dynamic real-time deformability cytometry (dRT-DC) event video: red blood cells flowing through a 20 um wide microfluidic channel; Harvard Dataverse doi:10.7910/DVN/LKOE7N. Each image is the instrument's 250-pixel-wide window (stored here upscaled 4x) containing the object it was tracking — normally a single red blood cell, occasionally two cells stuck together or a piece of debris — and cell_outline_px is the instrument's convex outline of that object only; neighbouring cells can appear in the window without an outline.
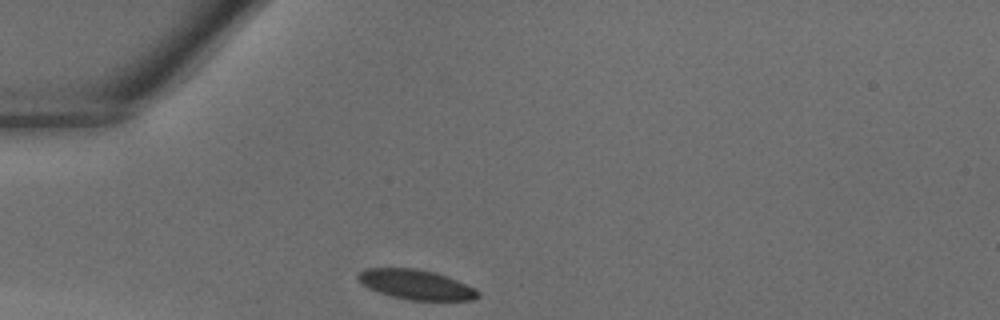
{"species": "common noctule bat (a hibernating species)", "species_latin": "Nyctalus noctula", "temperature_condition": "warm", "stored_images_in_passage": 24, "camera_frame_rate_fps": 3000, "um_per_image_px": 0.085, "animal": {"sex": "male", "body_mass_g": 18.8}, "frame": {"image": 1, "passage_image": 1, "time_ms": 0.0, "image_size_px": [1000, 320], "cell_outline_px": [[480, 296], [472, 300], [408, 300], [392, 296], [368, 288], [356, 276], [360, 272], [368, 268], [412, 268], [432, 272], [456, 280], [476, 288], [480, 292]], "centroid_in_image_um": [35.39, 24.2], "position_along_channel_um": 49.6, "area_um2": 20.46}}
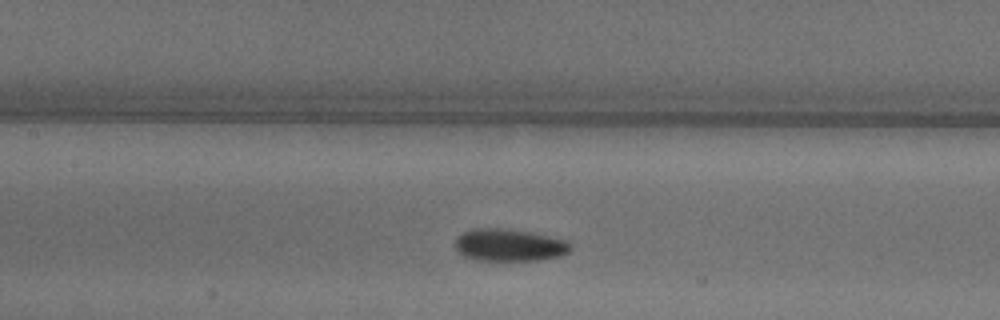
{"frame": {"image": 2, "passage_image": 9, "time_ms": 2.667, "image_size_px": [1000, 320], "cell_outline_px": [[572, 248], [568, 252], [560, 256], [540, 260], [476, 260], [464, 256], [456, 252], [456, 240], [464, 232], [472, 228], [504, 228], [528, 232], [564, 240], [572, 244]], "centroid_in_image_um": [43.27, 20.84], "position_along_channel_um": 164.1, "area_um2": 21.56}}
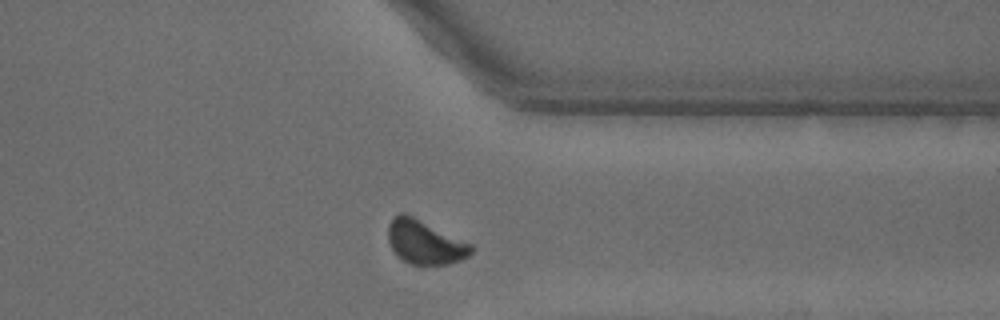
{"frame": {"image": 3, "passage_image": 22, "time_ms": 7.0, "image_size_px": [1000, 320], "cell_outline_px": [[472, 252], [468, 256], [460, 260], [448, 264], [408, 264], [396, 256], [388, 240], [388, 224], [392, 216], [400, 212], [412, 216], [472, 244]], "centroid_in_image_um": [36.07, 20.58], "position_along_channel_um": 375.3, "area_um2": 21.15}}